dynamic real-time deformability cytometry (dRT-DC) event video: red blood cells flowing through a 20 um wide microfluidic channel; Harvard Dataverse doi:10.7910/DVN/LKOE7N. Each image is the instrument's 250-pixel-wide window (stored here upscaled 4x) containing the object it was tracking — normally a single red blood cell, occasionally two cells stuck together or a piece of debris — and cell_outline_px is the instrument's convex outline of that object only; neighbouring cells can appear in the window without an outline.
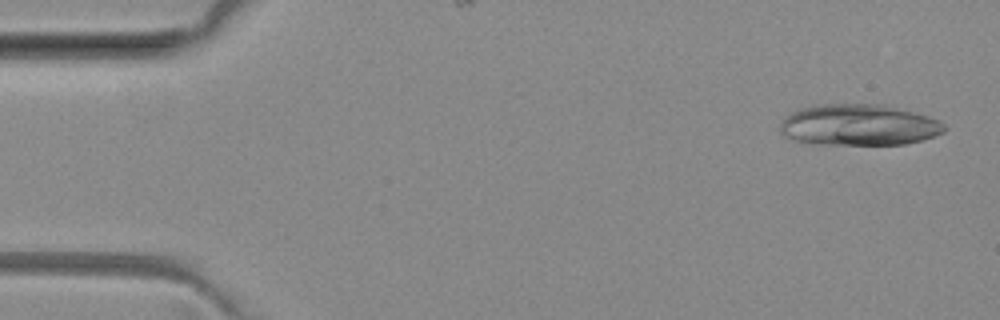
{"species": "common noctule bat (a hibernating species)", "species_latin": "Nyctalus noctula", "temperature_condition": "room temperature", "stored_images_in_passage": 5, "camera_frame_rate_fps": 3000, "um_per_image_px": 0.085, "animal": {"sex": "female", "body_mass_g": 29.2, "forearm_length_mm": 56.3}, "frame": {"image": 1, "passage_image": 1, "time_ms": 0.0, "image_size_px": [1000, 320], "cell_outline_px": [[948, 128], [944, 132], [920, 140], [904, 144], [820, 144], [796, 140], [784, 136], [780, 132], [780, 124], [784, 116], [788, 112], [820, 104], [884, 104], [928, 116], [940, 120]], "centroid_in_image_um": [72.99, 10.61], "position_along_channel_um": 12.0, "area_um2": 39.42}}